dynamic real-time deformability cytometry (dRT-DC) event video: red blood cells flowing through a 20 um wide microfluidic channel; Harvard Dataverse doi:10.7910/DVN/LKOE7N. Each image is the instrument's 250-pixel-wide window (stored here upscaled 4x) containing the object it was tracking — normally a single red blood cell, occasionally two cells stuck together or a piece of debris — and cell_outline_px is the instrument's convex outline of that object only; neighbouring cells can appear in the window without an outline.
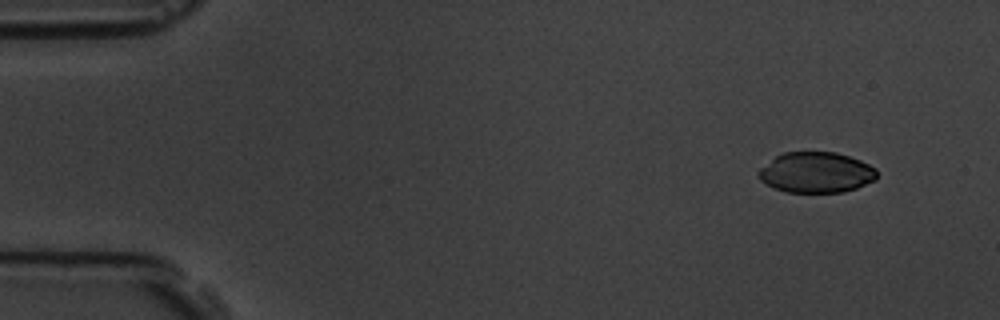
{"species": "common noctule bat (a hibernating species)", "species_latin": "Nyctalus noctula", "temperature_condition": "room temperature", "stored_images_in_passage": 5, "segment_of_instrument_passage": [1, 2], "camera_frame_rate_fps": 3000, "um_per_image_px": 0.085, "animal": {"sex": "male", "body_mass_g": 19.5, "forearm_length_mm": 54.6}, "frame": {"image": 1, "passage_image": 1, "time_ms": 0.0, "image_size_px": [1000, 320], "cell_outline_px": [[876, 180], [856, 188], [844, 192], [788, 192], [776, 188], [760, 180], [756, 172], [760, 168], [776, 156], [784, 152], [836, 152], [860, 160], [876, 168]], "centroid_in_image_um": [69.38, 14.65], "position_along_channel_um": 15.6, "area_um2": 27.92}}